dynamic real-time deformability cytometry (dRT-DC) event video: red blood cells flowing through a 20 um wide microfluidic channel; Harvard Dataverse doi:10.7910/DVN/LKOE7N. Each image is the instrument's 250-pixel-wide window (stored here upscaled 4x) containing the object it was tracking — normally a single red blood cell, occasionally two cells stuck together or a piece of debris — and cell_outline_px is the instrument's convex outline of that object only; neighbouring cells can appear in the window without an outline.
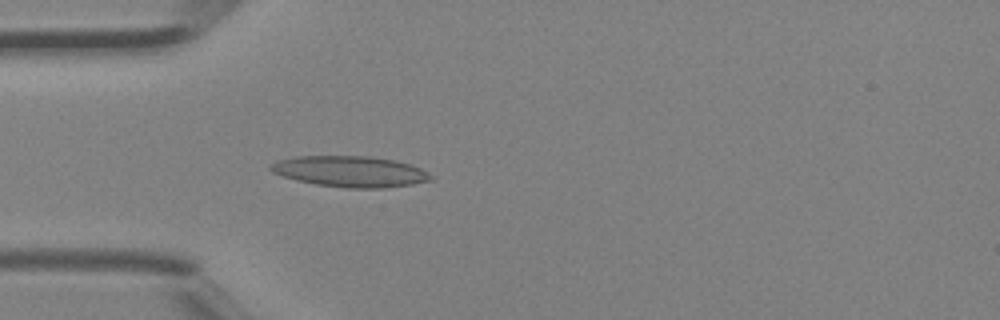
{"species": "Egyptian fruit bat (a non-hibernating species)", "species_latin": "Rousettus aegyptiacus", "temperature_condition": "room temperature", "stored_images_in_passage": 33, "camera_frame_rate_fps": 3000, "um_per_image_px": 0.085, "animal": {"sex": "female"}, "frame": {"image": 1, "passage_image": 6, "time_ms": 1.667, "image_size_px": [1000, 320], "cell_outline_px": [[436, 176], [432, 180], [412, 184], [384, 188], [348, 188], [316, 184], [296, 180], [272, 172], [268, 168], [268, 164], [280, 160], [296, 156], [368, 156], [396, 160], [420, 168]], "centroid_in_image_um": [29.78, 14.57], "position_along_channel_um": 55.2, "area_um2": 28.96}}
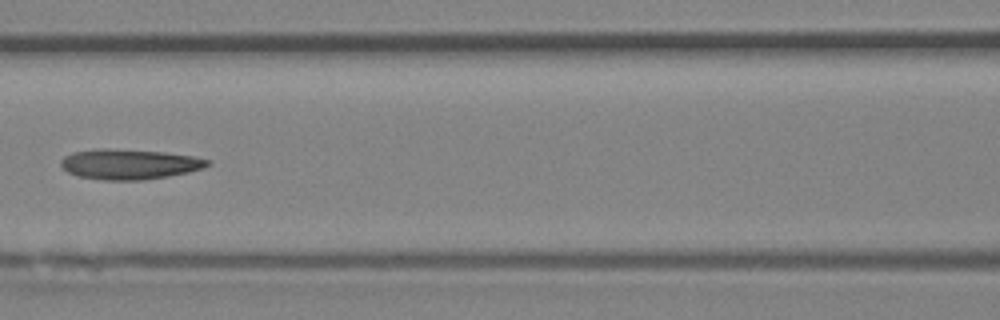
{"frame": {"image": 2, "passage_image": 13, "time_ms": 4.0, "image_size_px": [1000, 320], "cell_outline_px": [[212, 164], [204, 168], [188, 172], [168, 176], [144, 180], [104, 180], [76, 176], [68, 172], [60, 164], [60, 160], [64, 156], [72, 152], [100, 148], [104, 148], [164, 152], [192, 156], [212, 160]], "centroid_in_image_um": [11.0, 13.95], "position_along_channel_um": 155.6, "area_um2": 25.95}}
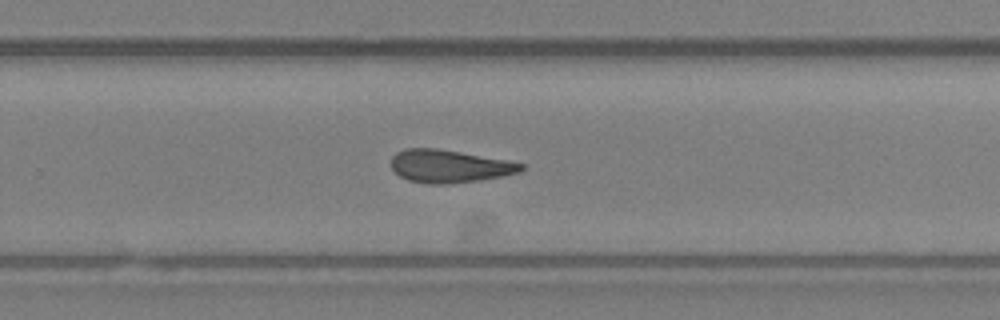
{"frame": {"image": 3, "passage_image": 22, "time_ms": 7.0, "image_size_px": [1000, 320], "cell_outline_px": [[524, 168], [520, 172], [504, 176], [480, 180], [444, 184], [428, 184], [408, 180], [400, 176], [392, 168], [392, 156], [396, 152], [404, 148], [436, 148], [508, 160], [524, 164]], "centroid_in_image_um": [38.2, 14.12], "position_along_channel_um": 291.6, "area_um2": 24.85}, "authors_computed_cell_mechanics": {"area_um2": 25.143, "velocity_mm_per_s": 4.5593, "shape_relaxation_time_tau1_ms": 9.5693, "shape_relaxation_time_tau2_ms": 4.1241, "deformation_change_tau1": 0.2195, "deformation_change_tau2": 0.1514}}